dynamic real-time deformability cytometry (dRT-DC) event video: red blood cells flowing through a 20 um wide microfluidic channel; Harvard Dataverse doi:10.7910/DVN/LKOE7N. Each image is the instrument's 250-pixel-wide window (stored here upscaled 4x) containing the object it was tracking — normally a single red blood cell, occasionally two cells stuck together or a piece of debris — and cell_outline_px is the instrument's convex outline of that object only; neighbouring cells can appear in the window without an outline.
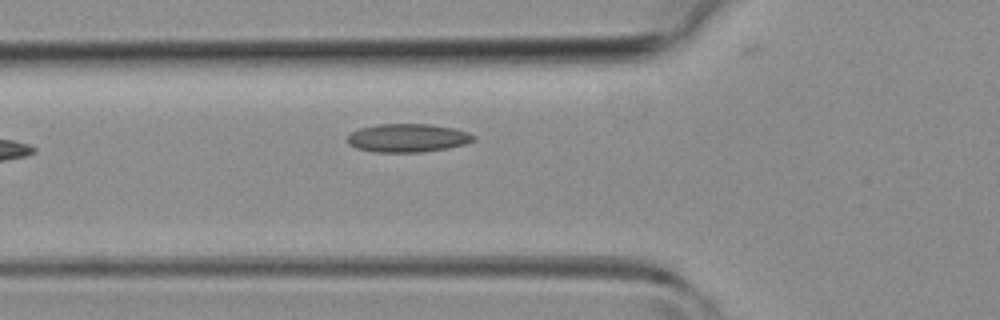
{"species": "common noctule bat (a hibernating species)", "species_latin": "Nyctalus noctula", "temperature_condition": "room temperature", "stored_images_in_passage": 6, "camera_frame_rate_fps": 3000, "um_per_image_px": 0.085, "animal": {"sex": "female", "body_mass_g": 19.3, "forearm_length_mm": 54.1}, "frame": {"image": 1, "passage_image": 2, "time_ms": 0.333, "image_size_px": [1000, 320], "cell_outline_px": [[476, 140], [464, 144], [448, 148], [420, 152], [376, 152], [356, 148], [348, 144], [348, 136], [352, 132], [360, 128], [376, 124], [432, 124], [452, 128], [468, 132], [476, 136]], "centroid_in_image_um": [34.66, 11.72], "position_along_channel_um": 91.1, "area_um2": 20.87}}